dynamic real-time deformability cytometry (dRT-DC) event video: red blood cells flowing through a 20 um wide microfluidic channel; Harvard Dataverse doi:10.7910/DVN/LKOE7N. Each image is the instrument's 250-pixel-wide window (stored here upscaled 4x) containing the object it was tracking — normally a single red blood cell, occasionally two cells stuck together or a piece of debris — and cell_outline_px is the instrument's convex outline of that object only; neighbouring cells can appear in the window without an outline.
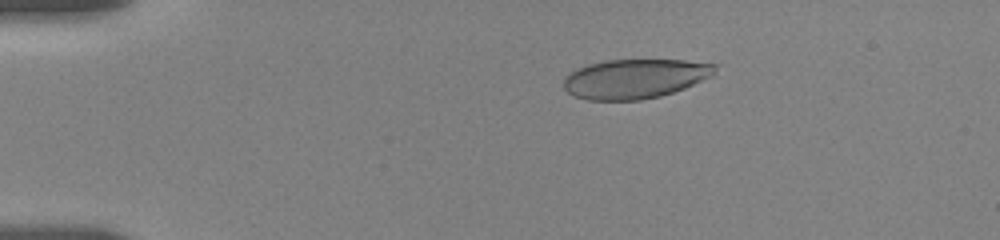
{"species": "human", "species_latin": "Homo sapiens", "temperature_condition": "room temperature", "stored_images_in_passage": 56, "camera_frame_rate_fps": 3000, "um_per_image_px": 0.085, "donor": {"sex": "female"}, "frame": {"image": 1, "passage_image": 11, "time_ms": 3.333, "image_size_px": [1000, 240], "cell_outline_px": [[720, 64], [712, 76], [684, 88], [660, 96], [640, 100], [588, 100], [572, 96], [564, 88], [564, 80], [576, 68], [588, 64], [604, 60], [684, 60]], "centroid_in_image_um": [53.99, 6.68], "position_along_channel_um": 31.0, "area_um2": 34.85}}
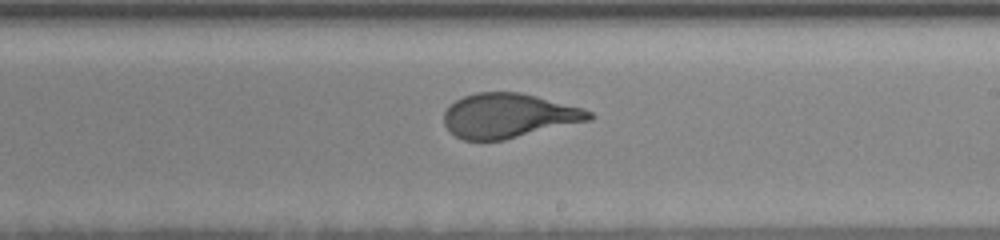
{"frame": {"image": 2, "passage_image": 34, "time_ms": 11.0, "image_size_px": [1000, 240], "cell_outline_px": [[596, 116], [592, 120], [504, 140], [464, 140], [456, 136], [444, 124], [444, 112], [456, 100], [464, 96], [476, 92], [520, 92], [584, 108], [592, 112]], "centroid_in_image_um": [43.28, 9.83], "position_along_channel_um": 245.7, "area_um2": 37.63}}
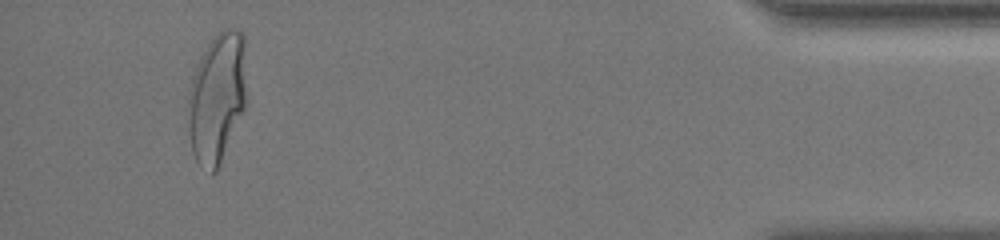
{"frame": {"image": 3, "passage_image": 53, "time_ms": 17.333, "image_size_px": [1000, 240], "cell_outline_px": [[244, 108], [216, 172], [212, 172], [200, 168], [192, 152], [188, 132], [188, 92], [192, 76], [196, 64], [200, 56], [208, 44], [224, 28], [236, 28], [244, 36]], "centroid_in_image_um": [18.39, 8.32], "position_along_channel_um": 416.8, "area_um2": 43.87}, "authors_computed_cell_mechanics": {"area_um2": 38.148, "velocity_mm_per_s": 3.6163, "shape_relaxation_time_tau1_ms": 5.4772, "shape_relaxation_time_tau2_ms": null, "deformation_change_tau1": 0.2027, "deformation_change_tau2": null}}